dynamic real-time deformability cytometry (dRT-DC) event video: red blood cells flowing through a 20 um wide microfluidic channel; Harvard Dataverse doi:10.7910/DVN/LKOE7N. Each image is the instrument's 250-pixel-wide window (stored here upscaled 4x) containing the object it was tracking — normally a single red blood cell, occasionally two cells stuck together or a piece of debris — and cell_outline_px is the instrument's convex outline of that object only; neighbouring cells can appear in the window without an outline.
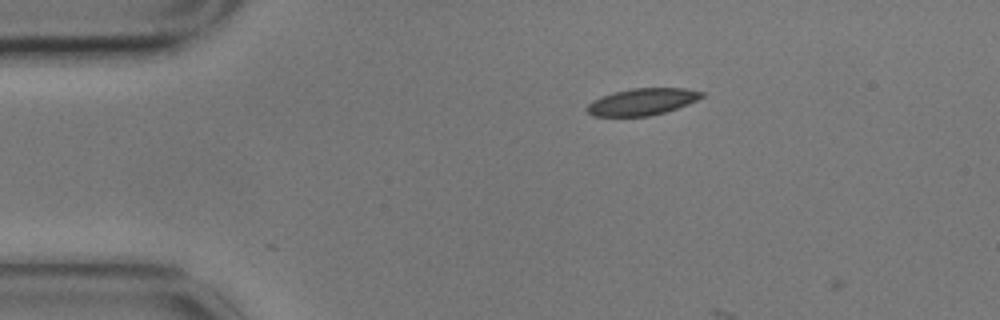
{"species": "common noctule bat (a hibernating species)", "species_latin": "Nyctalus noctula", "temperature_condition": "cold", "stored_images_in_passage": 3, "camera_frame_rate_fps": 3000, "um_per_image_px": 0.085, "animal": {"sex": "male", "body_mass_g": 17.9}, "frame": {"image": 1, "passage_image": 1, "time_ms": 0.0, "image_size_px": [1000, 320], "cell_outline_px": [[704, 96], [688, 104], [664, 112], [648, 116], [592, 116], [584, 108], [592, 100], [612, 92], [632, 88], [684, 88], [704, 92]], "centroid_in_image_um": [54.55, 8.64], "position_along_channel_um": 30.5, "area_um2": 17.92}}